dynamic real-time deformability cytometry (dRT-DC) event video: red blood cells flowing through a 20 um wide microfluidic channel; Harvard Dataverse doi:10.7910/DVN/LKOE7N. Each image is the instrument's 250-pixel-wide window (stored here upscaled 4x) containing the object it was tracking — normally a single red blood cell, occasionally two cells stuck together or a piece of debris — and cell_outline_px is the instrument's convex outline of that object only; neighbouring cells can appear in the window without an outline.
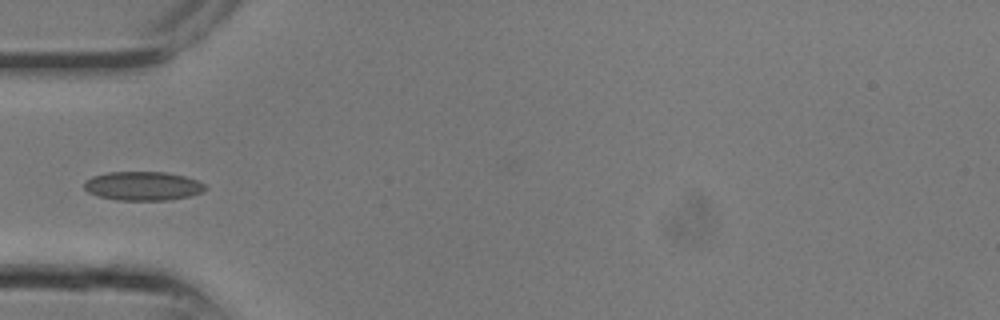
{"species": "common noctule bat (a hibernating species)", "species_latin": "Nyctalus noctula", "temperature_condition": "room temperature", "stored_images_in_passage": 12, "camera_frame_rate_fps": 3000, "um_per_image_px": 0.085, "animal": {"sex": "male", "body_mass_g": 13.3}, "frame": {"image": 1, "passage_image": 11, "time_ms": 3.333, "image_size_px": [1000, 320], "cell_outline_px": [[208, 188], [192, 196], [168, 200], [116, 200], [96, 196], [88, 192], [84, 188], [84, 180], [92, 176], [108, 172], [168, 172], [184, 176], [196, 180], [204, 184]], "centroid_in_image_um": [12.12, 15.81], "position_along_channel_um": 72.9, "area_um2": 20.58}}